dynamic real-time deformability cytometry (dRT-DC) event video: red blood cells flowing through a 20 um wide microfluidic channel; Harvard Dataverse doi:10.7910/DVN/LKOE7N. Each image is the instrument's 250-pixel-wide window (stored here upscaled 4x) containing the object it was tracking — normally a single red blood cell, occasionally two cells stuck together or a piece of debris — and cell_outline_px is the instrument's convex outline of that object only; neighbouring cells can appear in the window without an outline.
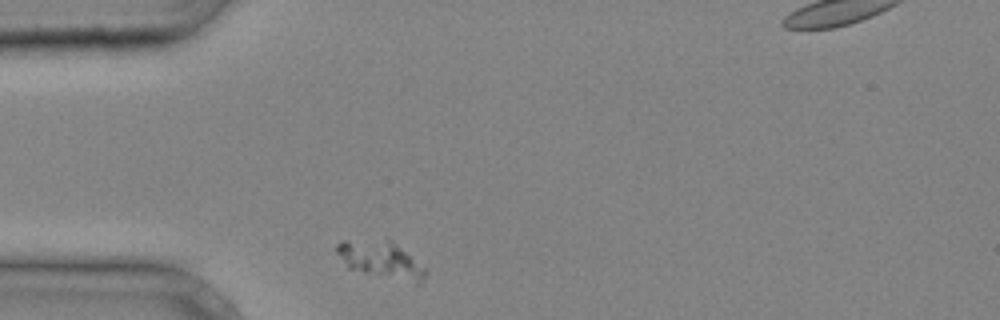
{"species": "common noctule bat (a hibernating species)", "species_latin": "Nyctalus noctula", "temperature_condition": "cold", "stored_images_in_passage": 2, "segment_of_instrument_passage": [1, 2], "camera_frame_rate_fps": 3000, "um_per_image_px": 0.085, "animal": {"sex": "male", "body_mass_g": 20.4}, "frame": {"image": 1, "passage_image": 1, "time_ms": 0.0, "image_size_px": [1000, 320], "cell_outline_px": [[428, 272], [420, 284], [416, 284], [364, 272], [348, 268], [336, 252], [336, 244], [344, 240], [384, 236], [392, 240], [424, 268]], "centroid_in_image_um": [32.35, 22.02], "position_along_channel_um": 52.6, "area_um2": 19.42}}